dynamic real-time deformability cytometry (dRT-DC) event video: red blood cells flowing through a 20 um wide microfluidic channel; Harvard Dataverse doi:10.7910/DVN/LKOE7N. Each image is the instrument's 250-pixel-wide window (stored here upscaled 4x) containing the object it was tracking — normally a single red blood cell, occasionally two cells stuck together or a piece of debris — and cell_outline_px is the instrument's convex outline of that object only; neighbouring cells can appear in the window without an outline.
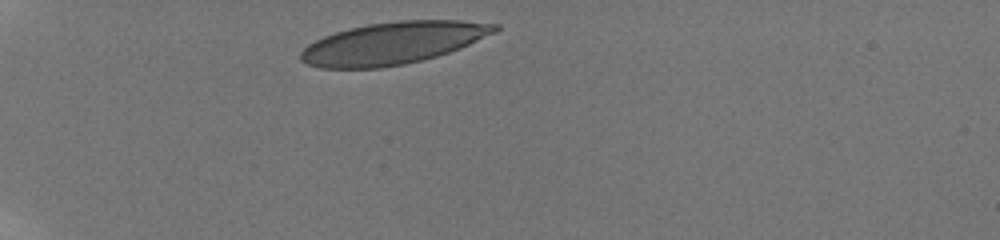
{"species": "human", "species_latin": "Homo sapiens", "temperature_condition": "room temperature", "stored_images_in_passage": 4, "camera_frame_rate_fps": 3000, "um_per_image_px": 0.085, "donor": {"sex": "male"}, "frame": {"image": 1, "passage_image": 1, "time_ms": 0.0, "image_size_px": [1000, 240], "cell_outline_px": [[500, 28], [496, 32], [460, 48], [436, 56], [404, 64], [380, 68], [320, 68], [308, 64], [300, 60], [300, 52], [308, 44], [324, 36], [348, 28], [368, 24], [400, 20], [460, 20], [500, 24]], "centroid_in_image_um": [33.41, 3.65], "position_along_channel_um": 51.6, "area_um2": 47.57}}